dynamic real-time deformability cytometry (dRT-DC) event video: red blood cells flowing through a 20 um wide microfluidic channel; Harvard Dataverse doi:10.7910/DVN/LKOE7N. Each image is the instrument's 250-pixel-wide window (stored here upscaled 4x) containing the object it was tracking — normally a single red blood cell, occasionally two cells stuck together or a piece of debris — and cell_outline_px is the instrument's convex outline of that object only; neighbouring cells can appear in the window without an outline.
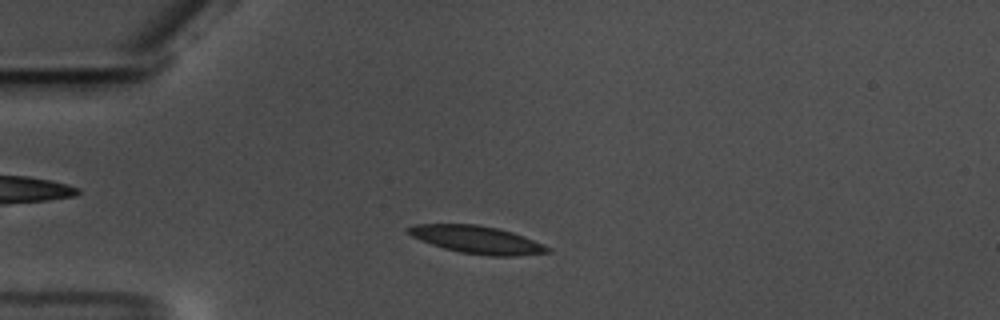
{"species": "common noctule bat (a hibernating species)", "species_latin": "Nyctalus noctula", "temperature_condition": "warm", "stored_images_in_passage": 52, "camera_frame_rate_fps": 3000, "um_per_image_px": 0.085, "animal": {"sex": "male", "body_mass_g": 17.5, "forearm_length_mm": 52.3}, "frame": {"image": 1, "passage_image": 9, "time_ms": 2.667, "image_size_px": [1000, 320], "cell_outline_px": [[552, 252], [512, 256], [488, 256], [460, 252], [444, 248], [420, 240], [412, 236], [408, 232], [408, 228], [412, 224], [476, 224], [500, 228], [524, 236], [544, 244], [552, 248]], "centroid_in_image_um": [40.59, 20.37], "position_along_channel_um": 44.4, "area_um2": 22.48}}
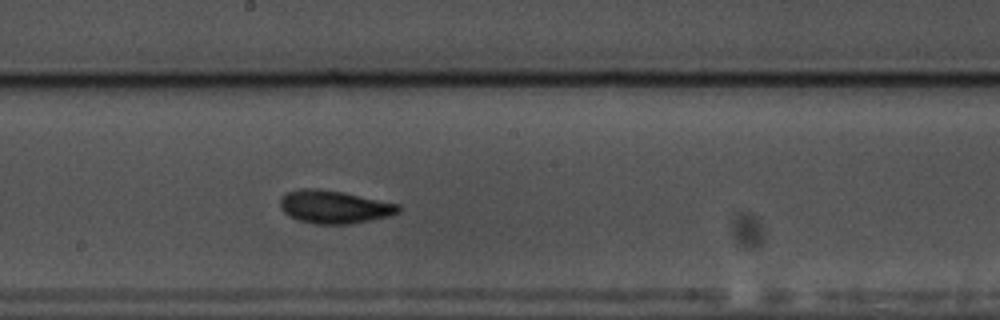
{"frame": {"image": 2, "passage_image": 26, "time_ms": 8.333, "image_size_px": [1000, 320], "cell_outline_px": [[400, 212], [388, 216], [372, 220], [352, 224], [316, 224], [296, 220], [288, 216], [280, 208], [280, 196], [296, 188], [316, 188], [344, 192], [400, 204]], "centroid_in_image_um": [28.38, 17.58], "position_along_channel_um": 219.8, "area_um2": 23.12}}
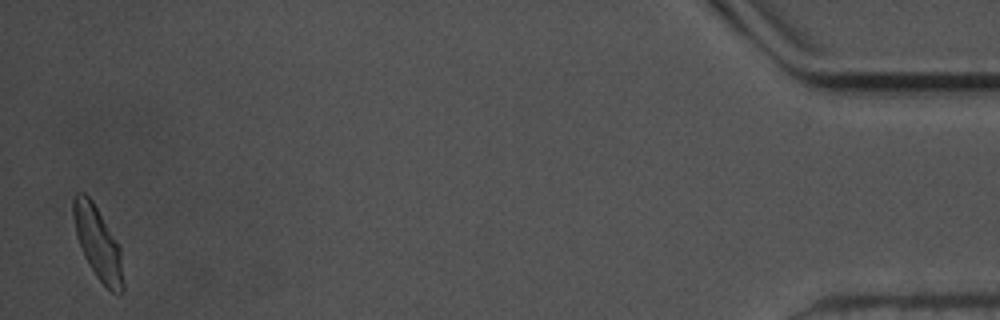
{"frame": {"image": 3, "passage_image": 51, "time_ms": 16.667, "image_size_px": [1000, 320], "cell_outline_px": [[124, 292], [120, 296], [112, 292], [96, 276], [88, 264], [84, 256], [76, 236], [72, 212], [72, 200], [76, 192], [84, 192], [92, 200], [120, 244], [124, 284]], "centroid_in_image_um": [8.33, 20.67], "position_along_channel_um": 426.9, "area_um2": 21.5}, "authors_computed_cell_mechanics": {"area_um2": 21.6461, "velocity_mm_per_s": 3.5227, "shape_relaxation_time_tau1_ms": 4.1053, "shape_relaxation_time_tau2_ms": 2.1445, "deformation_change_tau1": 0.1305, "deformation_change_tau2": 0.0664}}